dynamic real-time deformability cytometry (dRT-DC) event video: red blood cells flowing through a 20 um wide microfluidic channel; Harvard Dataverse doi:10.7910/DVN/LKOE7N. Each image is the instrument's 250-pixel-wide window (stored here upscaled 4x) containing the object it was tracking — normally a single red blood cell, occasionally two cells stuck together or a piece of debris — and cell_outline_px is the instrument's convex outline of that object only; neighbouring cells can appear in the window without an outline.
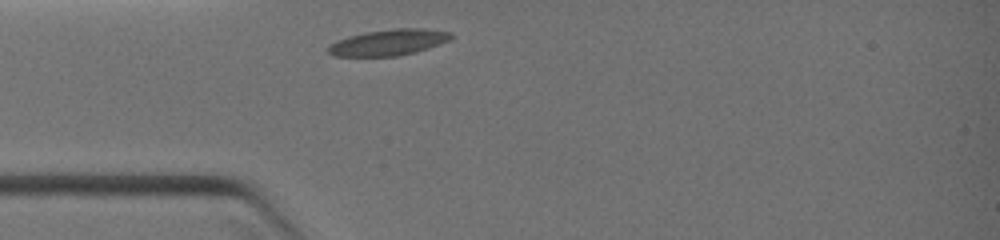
{"species": "common noctule bat (a hibernating species)", "species_latin": "Nyctalus noctula", "temperature_condition": "warm", "stored_images_in_passage": 4, "camera_frame_rate_fps": 3000, "um_per_image_px": 0.085, "animal": {"sex": "female", "body_mass_g": 19.0, "forearm_length_mm": 51.5}, "frame": {"image": 1, "passage_image": 1, "time_ms": 0.0, "image_size_px": [1000, 240], "cell_outline_px": [[456, 36], [440, 44], [416, 52], [396, 56], [332, 56], [324, 48], [336, 40], [348, 36], [368, 32], [392, 28], [424, 28], [452, 32]], "centroid_in_image_um": [33.02, 3.6], "position_along_channel_um": 52.0, "area_um2": 18.9}}
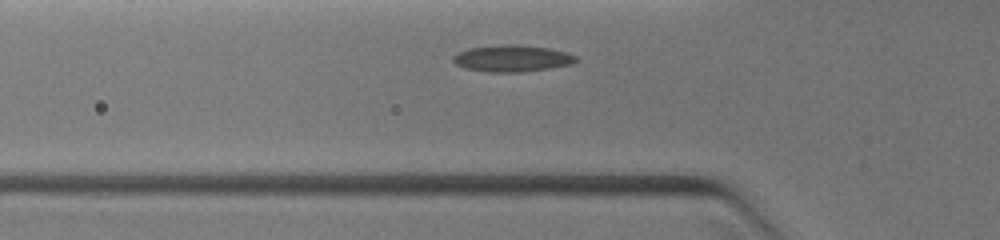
{"frame": {"image": 2, "passage_image": 3, "time_ms": 0.667, "image_size_px": [1000, 240], "cell_outline_px": [[580, 60], [572, 64], [524, 72], [488, 72], [464, 68], [456, 64], [452, 60], [452, 56], [456, 52], [468, 48], [500, 44], [520, 44], [548, 48], [564, 52], [576, 56]], "centroid_in_image_um": [43.49, 4.96], "position_along_channel_um": 82.3, "area_um2": 19.31}}